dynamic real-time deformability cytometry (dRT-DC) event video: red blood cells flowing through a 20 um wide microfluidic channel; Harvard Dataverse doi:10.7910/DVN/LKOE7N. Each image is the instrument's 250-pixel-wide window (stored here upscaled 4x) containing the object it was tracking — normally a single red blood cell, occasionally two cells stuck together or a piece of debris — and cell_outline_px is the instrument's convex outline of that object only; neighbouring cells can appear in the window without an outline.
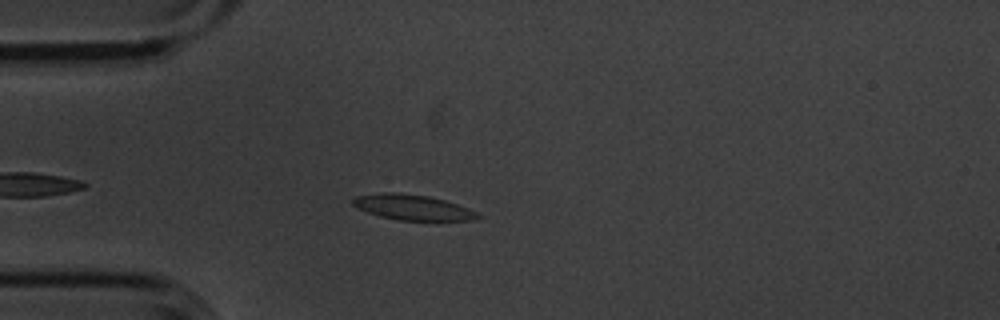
{"species": "common noctule bat (a hibernating species)", "species_latin": "Nyctalus noctula", "temperature_condition": "cold", "stored_images_in_passage": 5, "camera_frame_rate_fps": 3000, "um_per_image_px": 0.085, "animal": {"sex": "male", "body_mass_g": 20.1, "forearm_length_mm": 53.5}, "frame": {"image": 1, "passage_image": 4, "time_ms": 1.0, "image_size_px": [1000, 320], "cell_outline_px": [[484, 216], [472, 220], [400, 220], [380, 216], [368, 212], [352, 204], [352, 200], [356, 196], [380, 192], [400, 192], [428, 196], [444, 200], [468, 208]], "centroid_in_image_um": [35.08, 17.61], "position_along_channel_um": 49.9, "area_um2": 18.32}}